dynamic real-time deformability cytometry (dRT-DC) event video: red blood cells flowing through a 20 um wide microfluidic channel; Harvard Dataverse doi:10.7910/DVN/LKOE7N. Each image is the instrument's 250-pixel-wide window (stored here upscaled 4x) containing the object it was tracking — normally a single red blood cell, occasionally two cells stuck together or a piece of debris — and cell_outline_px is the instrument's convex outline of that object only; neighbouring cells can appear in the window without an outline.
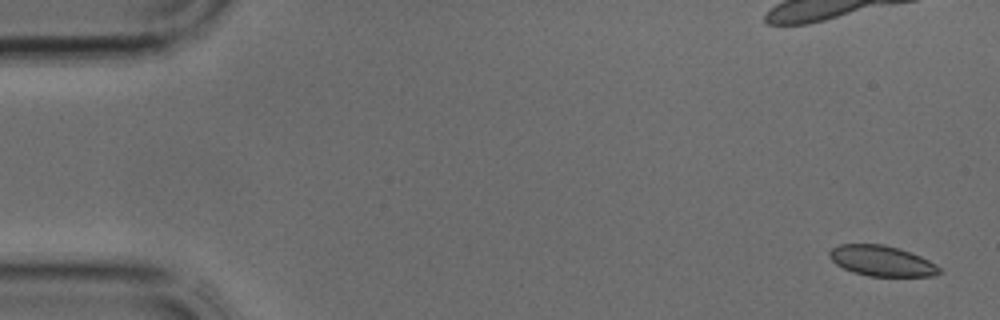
{"species": "common noctule bat (a hibernating species)", "species_latin": "Nyctalus noctula", "temperature_condition": "cold", "stored_images_in_passage": 7, "camera_frame_rate_fps": 3000, "um_per_image_px": 0.085, "animal": {"sex": "male", "body_mass_g": 17.9, "forearm_length_mm": 54.2}, "frame": {"image": 1, "passage_image": 2, "time_ms": 0.333, "image_size_px": [1000, 320], "cell_outline_px": [[940, 272], [932, 276], [868, 276], [852, 272], [836, 264], [828, 256], [828, 252], [832, 248], [840, 244], [884, 244], [900, 248], [920, 256], [936, 264], [940, 268]], "centroid_in_image_um": [74.92, 22.17], "position_along_channel_um": 10.1, "area_um2": 19.54}}